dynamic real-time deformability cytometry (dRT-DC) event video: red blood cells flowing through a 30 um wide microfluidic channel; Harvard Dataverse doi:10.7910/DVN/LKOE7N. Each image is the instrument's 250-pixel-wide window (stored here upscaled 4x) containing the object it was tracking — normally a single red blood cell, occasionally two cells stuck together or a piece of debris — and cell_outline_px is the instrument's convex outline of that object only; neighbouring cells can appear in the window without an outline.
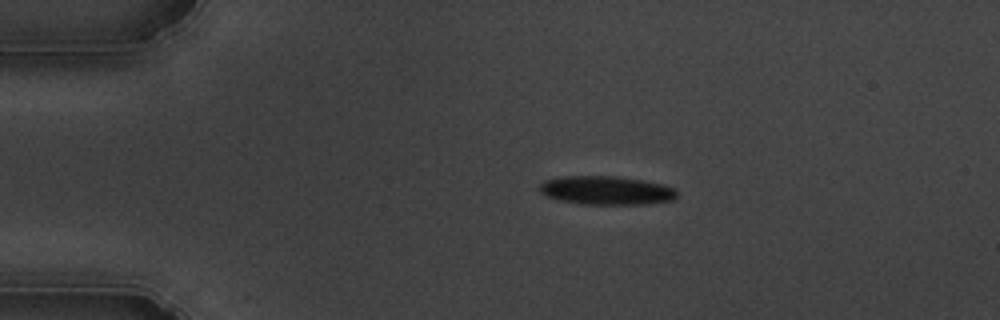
{"species": "common noctule bat (a hibernating species)", "species_latin": "Nyctalus noctula", "temperature_condition": "cold", "stored_images_in_passage": 45, "camera_frame_rate_fps": 3000, "um_per_image_px": 0.085, "animal": {"sex": "male", "body_mass_g": 19.5, "forearm_length_mm": 54.6}, "frame": {"image": 1, "passage_image": 1, "time_ms": 0.0, "image_size_px": [1000, 320], "cell_outline_px": [[676, 196], [672, 200], [640, 204], [580, 204], [560, 200], [548, 196], [540, 192], [540, 184], [544, 180], [564, 176], [616, 176], [644, 180], [664, 184], [676, 188]], "centroid_in_image_um": [51.55, 16.17], "position_along_channel_um": 33.5, "area_um2": 22.89}}
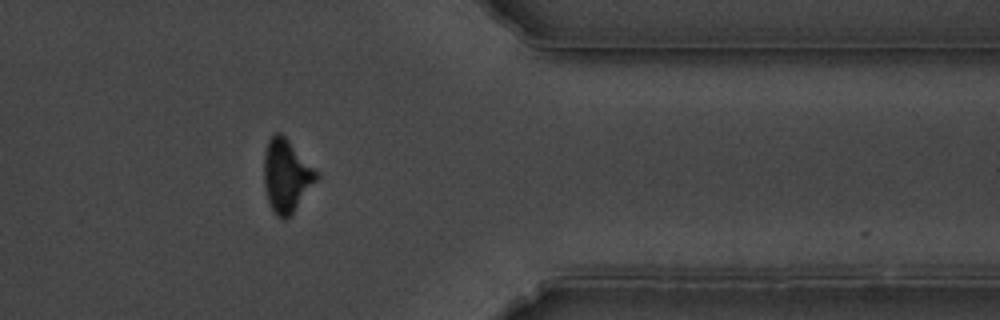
{"frame": {"image": 2, "passage_image": 35, "time_ms": 11.333, "image_size_px": [1000, 320], "cell_outline_px": [[320, 176], [292, 216], [284, 220], [276, 216], [268, 200], [264, 188], [264, 152], [268, 140], [276, 132], [280, 132], [288, 140]], "centroid_in_image_um": [24.33, 14.99], "position_along_channel_um": 387.1, "area_um2": 22.2}}
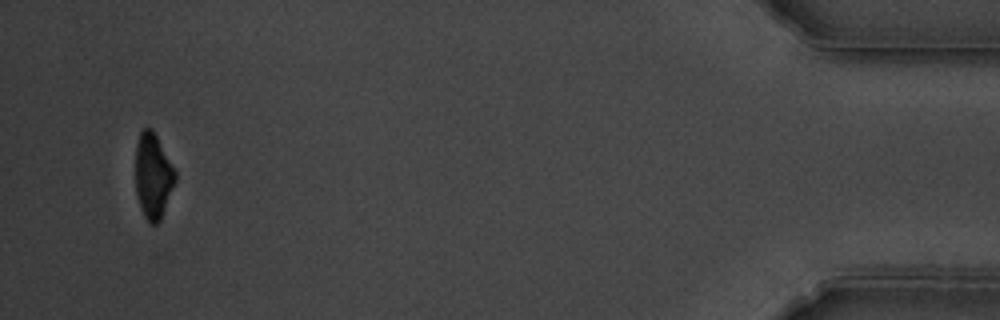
{"frame": {"image": 3, "passage_image": 43, "time_ms": 14.0, "image_size_px": [1000, 320], "cell_outline_px": [[176, 180], [160, 220], [156, 224], [148, 224], [140, 208], [136, 192], [136, 144], [140, 132], [144, 128], [152, 128], [176, 172]], "centroid_in_image_um": [13.0, 14.97], "position_along_channel_um": 422.2, "area_um2": 19.59}, "authors_computed_cell_mechanics": {"area_um2": 23.12, "velocity_mm_per_s": 3.644, "shape_relaxation_time_tau1_ms": 3.1271, "shape_relaxation_time_tau2_ms": 2.8233, "deformation_change_tau1": 0.1137, "deformation_change_tau2": 0.0775}}